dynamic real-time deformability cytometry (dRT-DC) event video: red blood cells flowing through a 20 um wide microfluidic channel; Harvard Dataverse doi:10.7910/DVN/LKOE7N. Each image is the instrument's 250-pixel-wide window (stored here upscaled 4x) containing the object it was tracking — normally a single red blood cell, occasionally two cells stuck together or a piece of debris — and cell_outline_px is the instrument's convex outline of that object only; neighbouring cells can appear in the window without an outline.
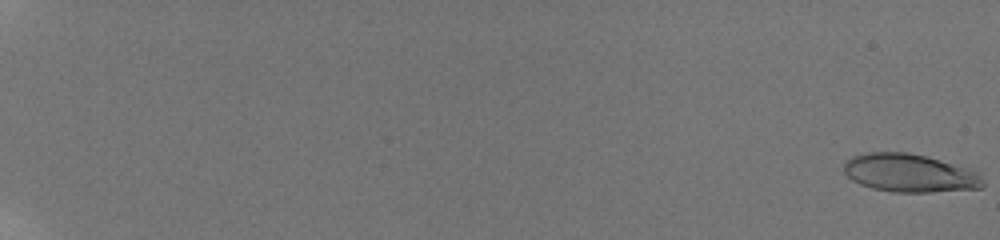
{"species": "human", "species_latin": "Homo sapiens", "temperature_condition": "room temperature", "stored_images_in_passage": 35, "camera_frame_rate_fps": 3000, "um_per_image_px": 0.085, "donor": {"sex": "male"}, "frame": {"image": 1, "passage_image": 1, "time_ms": 0.0, "image_size_px": [1000, 240], "cell_outline_px": [[984, 184], [980, 188], [932, 192], [892, 192], [872, 188], [860, 184], [852, 180], [844, 172], [844, 164], [852, 156], [868, 152], [908, 152], [928, 156], [968, 168], [976, 172], [980, 176]], "centroid_in_image_um": [77.3, 14.7], "position_along_channel_um": 7.7, "area_um2": 30.92}}
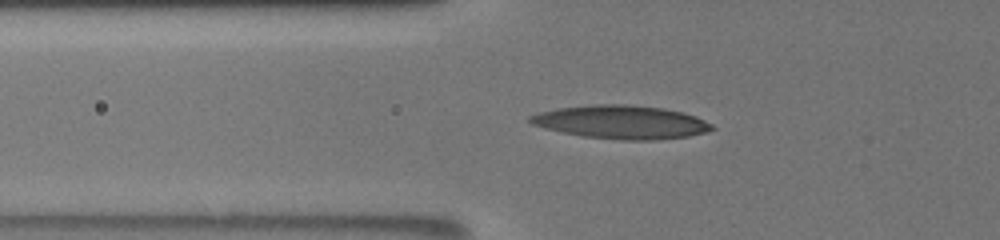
{"frame": {"image": 2, "passage_image": 20, "time_ms": 8.333, "image_size_px": [1000, 240], "cell_outline_px": [[716, 128], [708, 132], [688, 136], [652, 140], [624, 140], [584, 136], [544, 128], [532, 124], [528, 120], [528, 116], [540, 112], [560, 108], [596, 104], [624, 104], [664, 108], [696, 116], [712, 124]], "centroid_in_image_um": [52.83, 10.38], "position_along_channel_um": 73.0, "area_um2": 35.14}}
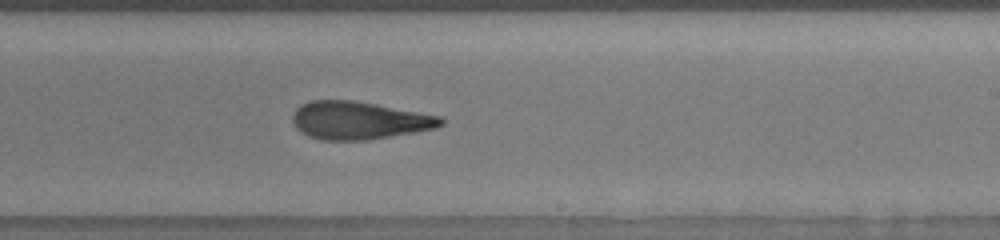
{"frame": {"image": 3, "passage_image": 35, "time_ms": 13.333, "image_size_px": [1000, 240], "cell_outline_px": [[444, 124], [436, 128], [416, 132], [368, 140], [324, 140], [308, 136], [300, 132], [296, 128], [292, 120], [292, 116], [296, 108], [300, 104], [308, 100], [352, 100], [376, 104], [444, 116]], "centroid_in_image_um": [30.53, 10.23], "position_along_channel_um": 258.5, "area_um2": 33.06}}